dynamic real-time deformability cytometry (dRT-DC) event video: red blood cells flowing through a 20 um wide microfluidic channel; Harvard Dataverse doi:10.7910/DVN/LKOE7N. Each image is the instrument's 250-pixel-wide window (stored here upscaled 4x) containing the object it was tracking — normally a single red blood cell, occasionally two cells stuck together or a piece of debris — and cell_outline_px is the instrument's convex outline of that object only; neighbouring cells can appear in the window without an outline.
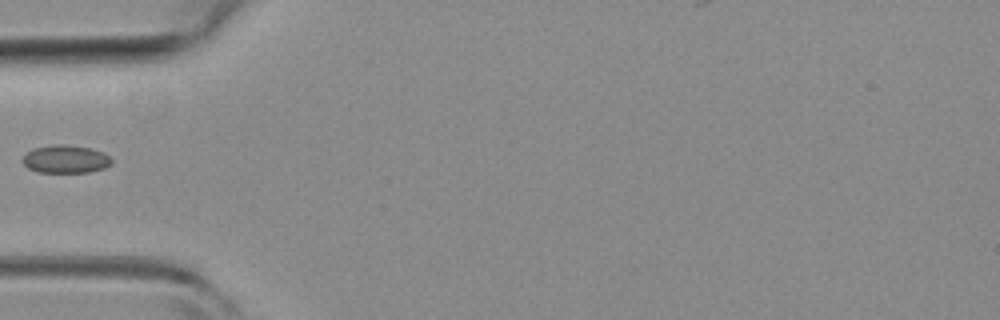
{"species": "common noctule bat (a hibernating species)", "species_latin": "Nyctalus noctula", "temperature_condition": "room temperature", "stored_images_in_passage": 7, "camera_frame_rate_fps": 3000, "um_per_image_px": 0.085, "animal": {"sex": "female", "body_mass_g": 19.3, "forearm_length_mm": 54.1}, "frame": {"image": 1, "passage_image": 6, "time_ms": 1.667, "image_size_px": [1000, 320], "cell_outline_px": [[112, 164], [104, 168], [88, 172], [36, 172], [28, 168], [20, 160], [32, 148], [52, 144], [68, 144], [88, 148], [104, 152], [112, 160]], "centroid_in_image_um": [5.55, 13.52], "position_along_channel_um": 79.4, "area_um2": 14.62}}
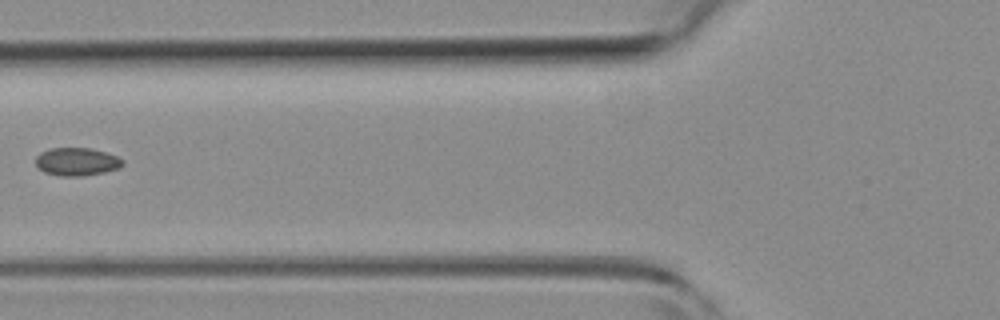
{"frame": {"image": 2, "passage_image": 7, "time_ms": 2.0, "image_size_px": [1000, 320], "cell_outline_px": [[124, 164], [120, 168], [104, 172], [80, 176], [60, 176], [44, 172], [36, 168], [36, 156], [40, 152], [48, 148], [92, 148], [116, 156], [124, 160]], "centroid_in_image_um": [6.5, 13.74], "position_along_channel_um": 119.3, "area_um2": 14.33}}